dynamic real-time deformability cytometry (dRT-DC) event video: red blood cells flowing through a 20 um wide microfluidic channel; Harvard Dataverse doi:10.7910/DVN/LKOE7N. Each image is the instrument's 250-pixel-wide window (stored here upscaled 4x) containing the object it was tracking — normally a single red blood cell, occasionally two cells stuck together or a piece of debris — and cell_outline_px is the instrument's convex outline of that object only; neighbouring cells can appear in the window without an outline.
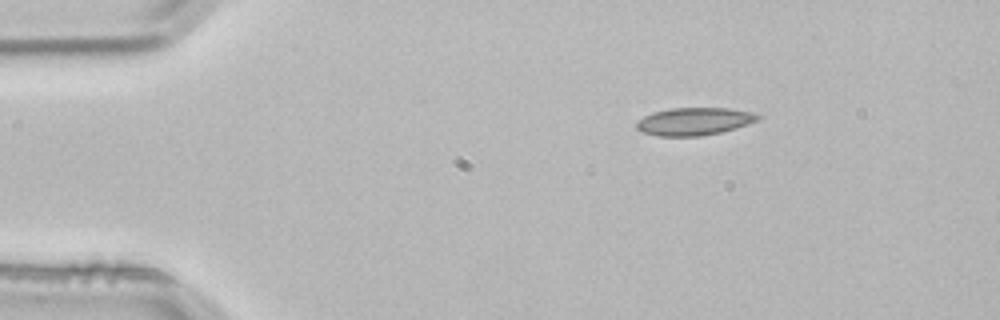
{"species": "common noctule bat (a hibernating species)", "species_latin": "Nyctalus noctula", "temperature_condition": "room temperature", "stored_images_in_passage": 2, "camera_frame_rate_fps": 3000, "um_per_image_px": 0.085, "animal": {"sex": "male", "body_mass_g": 21.5, "forearm_length_mm": 52.0}, "frame": {"image": 1, "passage_image": 1, "time_ms": 0.0, "image_size_px": [1000, 320], "cell_outline_px": [[760, 116], [756, 120], [736, 128], [720, 132], [700, 136], [656, 136], [644, 132], [636, 128], [636, 120], [652, 112], [672, 108], [728, 108], [752, 112]], "centroid_in_image_um": [58.95, 10.32], "position_along_channel_um": 26.1, "area_um2": 19.42}}